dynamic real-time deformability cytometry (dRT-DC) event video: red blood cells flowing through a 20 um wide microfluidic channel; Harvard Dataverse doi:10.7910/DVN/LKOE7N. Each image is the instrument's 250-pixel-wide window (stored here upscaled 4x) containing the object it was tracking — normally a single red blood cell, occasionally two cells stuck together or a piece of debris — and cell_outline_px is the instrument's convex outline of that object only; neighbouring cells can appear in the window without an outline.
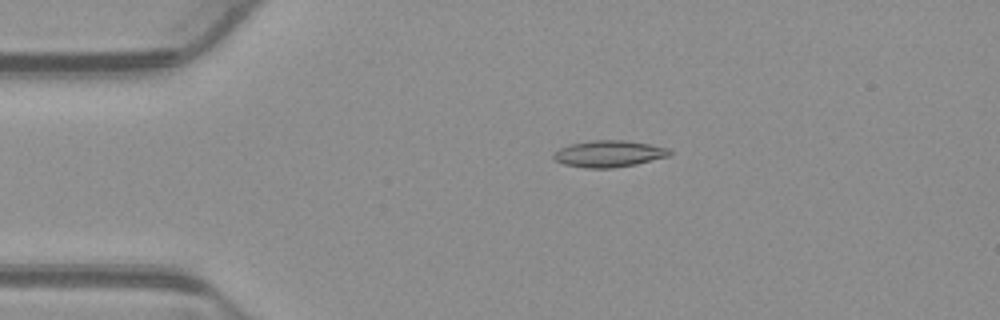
{"species": "common noctule bat (a hibernating species)", "species_latin": "Nyctalus noctula", "temperature_condition": "warm", "stored_images_in_passage": 16, "camera_frame_rate_fps": 3000, "um_per_image_px": 0.085, "animal": {"sex": "male", "body_mass_g": 23.1, "forearm_length_mm": 52.7}, "frame": {"image": 1, "passage_image": 11, "time_ms": 3.333, "image_size_px": [1000, 320], "cell_outline_px": [[672, 152], [668, 156], [636, 164], [612, 168], [588, 168], [564, 164], [556, 160], [552, 156], [560, 148], [572, 144], [592, 140], [624, 140], [652, 144], [668, 148]], "centroid_in_image_um": [51.79, 13.06], "position_along_channel_um": 33.2, "area_um2": 17.8}}